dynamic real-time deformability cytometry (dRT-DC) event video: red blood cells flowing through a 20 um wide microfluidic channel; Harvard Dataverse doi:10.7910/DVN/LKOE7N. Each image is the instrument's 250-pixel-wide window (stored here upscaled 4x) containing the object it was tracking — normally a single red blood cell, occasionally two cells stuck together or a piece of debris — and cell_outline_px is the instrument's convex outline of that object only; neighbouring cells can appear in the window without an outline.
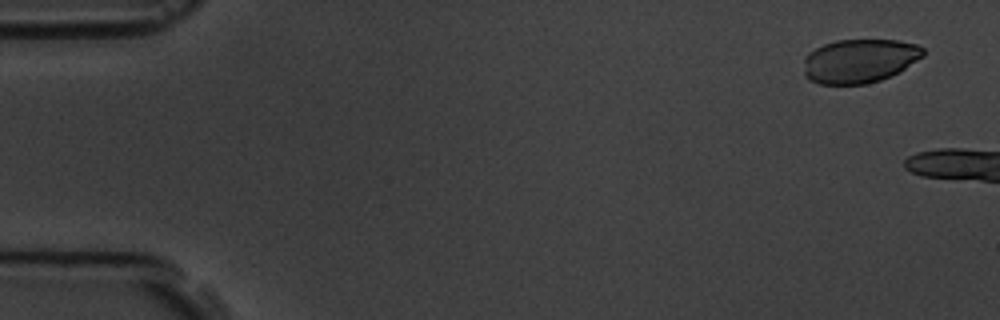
{"species": "common noctule bat (a hibernating species)", "species_latin": "Nyctalus noctula", "temperature_condition": "room temperature", "stored_images_in_passage": 4, "camera_frame_rate_fps": 3000, "um_per_image_px": 0.085, "animal": {"sex": "male", "body_mass_g": 19.5, "forearm_length_mm": 54.6}, "frame": {"image": 1, "passage_image": 1, "time_ms": 0.0, "image_size_px": [1000, 320], "cell_outline_px": [[924, 56], [900, 72], [880, 80], [864, 84], [820, 84], [808, 80], [804, 76], [804, 60], [816, 48], [824, 44], [836, 40], [896, 40], [916, 44], [924, 48]], "centroid_in_image_um": [73.07, 5.18], "position_along_channel_um": 11.9, "area_um2": 30.58}}